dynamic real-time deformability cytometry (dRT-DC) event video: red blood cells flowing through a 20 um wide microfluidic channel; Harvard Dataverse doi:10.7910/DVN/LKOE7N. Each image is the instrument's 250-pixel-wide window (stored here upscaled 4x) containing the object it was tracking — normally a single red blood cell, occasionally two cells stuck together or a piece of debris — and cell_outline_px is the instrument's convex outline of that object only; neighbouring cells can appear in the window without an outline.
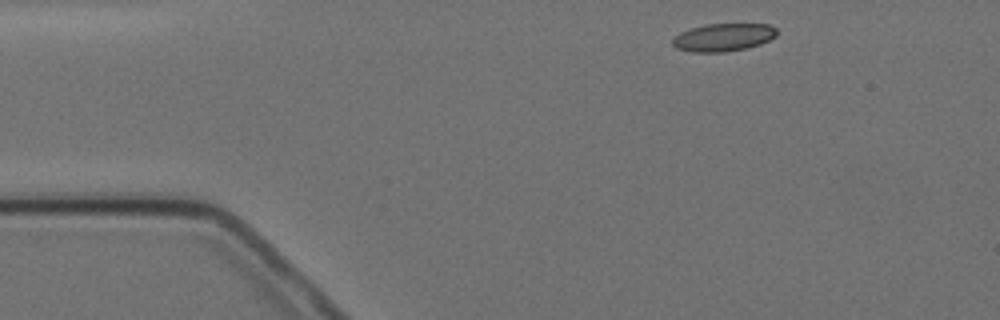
{"species": "Egyptian fruit bat (a non-hibernating species)", "species_latin": "Rousettus aegyptiacus", "temperature_condition": "cold", "stored_images_in_passage": 3, "camera_frame_rate_fps": 3000, "um_per_image_px": 0.085, "animal": {"sex": "female"}, "frame": {"image": 1, "passage_image": 1, "time_ms": 0.0, "image_size_px": [1000, 320], "cell_outline_px": [[776, 36], [760, 44], [748, 48], [724, 52], [692, 52], [676, 48], [672, 44], [672, 40], [680, 32], [692, 28], [708, 24], [768, 24], [776, 28]], "centroid_in_image_um": [61.48, 3.18], "position_along_channel_um": 23.5, "area_um2": 16.82}}